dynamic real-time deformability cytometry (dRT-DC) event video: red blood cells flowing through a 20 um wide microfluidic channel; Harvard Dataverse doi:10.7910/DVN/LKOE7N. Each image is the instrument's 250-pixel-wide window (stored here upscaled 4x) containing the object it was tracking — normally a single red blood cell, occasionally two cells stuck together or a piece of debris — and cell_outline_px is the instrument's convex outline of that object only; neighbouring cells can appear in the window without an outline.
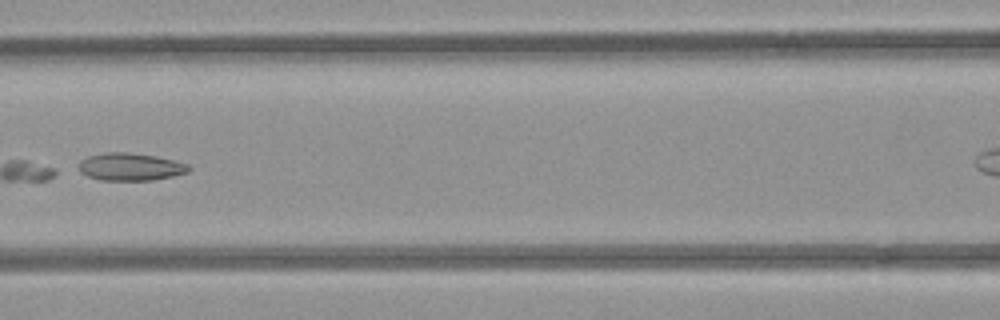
{"species": "common noctule bat (a hibernating species)", "species_latin": "Nyctalus noctula", "temperature_condition": "room temperature", "stored_images_in_passage": 5, "camera_frame_rate_fps": 3000, "um_per_image_px": 0.085, "animal": {"sex": "female", "body_mass_g": 21.9}, "frame": {"image": 1, "passage_image": 5, "time_ms": 4.667, "image_size_px": [1000, 320], "cell_outline_px": [[192, 168], [188, 172], [172, 176], [152, 180], [100, 180], [88, 176], [80, 172], [80, 160], [88, 156], [104, 152], [128, 152], [156, 156], [188, 164]], "centroid_in_image_um": [11.08, 14.17], "position_along_channel_um": 155.5, "area_um2": 17.63}}